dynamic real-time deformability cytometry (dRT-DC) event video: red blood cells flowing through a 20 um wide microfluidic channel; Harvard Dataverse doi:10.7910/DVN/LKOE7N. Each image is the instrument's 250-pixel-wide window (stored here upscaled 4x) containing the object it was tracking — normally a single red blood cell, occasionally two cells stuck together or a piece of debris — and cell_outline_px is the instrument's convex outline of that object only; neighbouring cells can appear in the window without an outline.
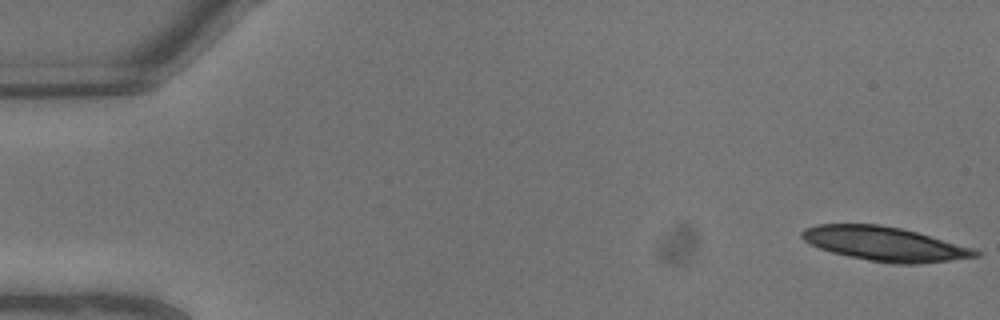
{"species": "common noctule bat (a hibernating species)", "species_latin": "Nyctalus noctula", "temperature_condition": "warm", "stored_images_in_passage": 8, "camera_frame_rate_fps": 3000, "um_per_image_px": 0.085, "animal": {"sex": "male", "body_mass_g": 13.3}, "frame": {"image": 1, "passage_image": 1, "time_ms": 0.0, "image_size_px": [1000, 320], "cell_outline_px": [[980, 256], [920, 264], [892, 264], [868, 260], [848, 256], [832, 252], [820, 248], [804, 240], [800, 236], [800, 232], [804, 228], [816, 224], [880, 224], [900, 228], [916, 232], [972, 248], [980, 252]], "centroid_in_image_um": [75.16, 20.73], "position_along_channel_um": 9.8, "area_um2": 34.33}}